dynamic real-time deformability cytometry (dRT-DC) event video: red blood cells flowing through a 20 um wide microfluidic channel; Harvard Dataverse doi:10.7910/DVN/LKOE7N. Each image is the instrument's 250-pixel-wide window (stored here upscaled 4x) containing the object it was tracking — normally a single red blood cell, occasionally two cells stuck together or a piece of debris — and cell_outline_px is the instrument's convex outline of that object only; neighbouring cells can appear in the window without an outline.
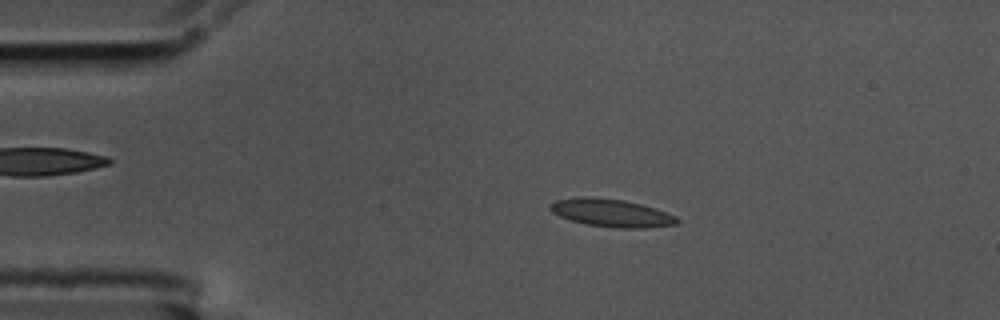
{"species": "common noctule bat (a hibernating species)", "species_latin": "Nyctalus noctula", "temperature_condition": "cold", "stored_images_in_passage": 52, "camera_frame_rate_fps": 3000, "um_per_image_px": 0.085, "animal": {"sex": "male", "body_mass_g": 17.5, "forearm_length_mm": 52.3}, "frame": {"image": 1, "passage_image": 6, "time_ms": 1.667, "image_size_px": [1000, 320], "cell_outline_px": [[680, 220], [676, 224], [644, 228], [612, 228], [588, 224], [572, 220], [560, 216], [552, 212], [548, 208], [548, 204], [556, 200], [584, 196], [592, 196], [624, 200], [640, 204], [676, 216]], "centroid_in_image_um": [51.92, 18.09], "position_along_channel_um": 33.1, "area_um2": 20.46}}
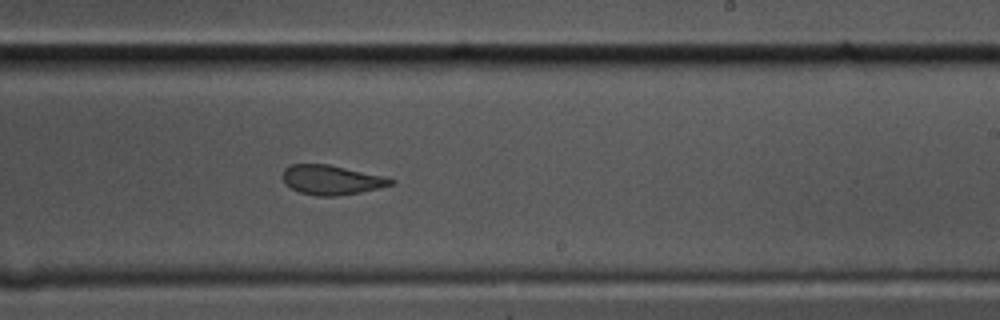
{"frame": {"image": 2, "passage_image": 29, "time_ms": 9.333, "image_size_px": [1000, 320], "cell_outline_px": [[396, 184], [380, 188], [360, 192], [336, 196], [316, 196], [300, 192], [292, 188], [284, 180], [284, 168], [292, 164], [328, 164], [384, 176], [396, 180]], "centroid_in_image_um": [28.24, 15.29], "position_along_channel_um": 260.8, "area_um2": 18.5}}
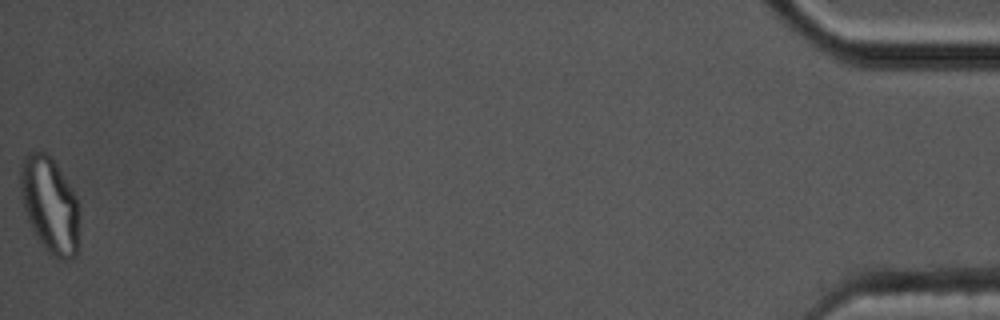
{"frame": {"image": 3, "passage_image": 52, "time_ms": 17.0, "image_size_px": [1000, 320], "cell_outline_px": [[80, 248], [76, 256], [68, 260], [60, 260], [52, 256], [44, 248], [36, 236], [28, 220], [24, 208], [20, 192], [20, 172], [24, 156], [28, 152], [44, 152], [52, 156], [76, 196], [80, 208]], "centroid_in_image_um": [4.29, 17.47], "position_along_channel_um": 430.9, "area_um2": 33.81}, "authors_computed_cell_mechanics": {"area_um2": 19.7965, "velocity_mm_per_s": 3.5079, "shape_relaxation_time_tau1_ms": 10.597, "shape_relaxation_time_tau2_ms": 1.4912, "deformation_change_tau1": 0.2541, "deformation_change_tau2": 0.0861}}